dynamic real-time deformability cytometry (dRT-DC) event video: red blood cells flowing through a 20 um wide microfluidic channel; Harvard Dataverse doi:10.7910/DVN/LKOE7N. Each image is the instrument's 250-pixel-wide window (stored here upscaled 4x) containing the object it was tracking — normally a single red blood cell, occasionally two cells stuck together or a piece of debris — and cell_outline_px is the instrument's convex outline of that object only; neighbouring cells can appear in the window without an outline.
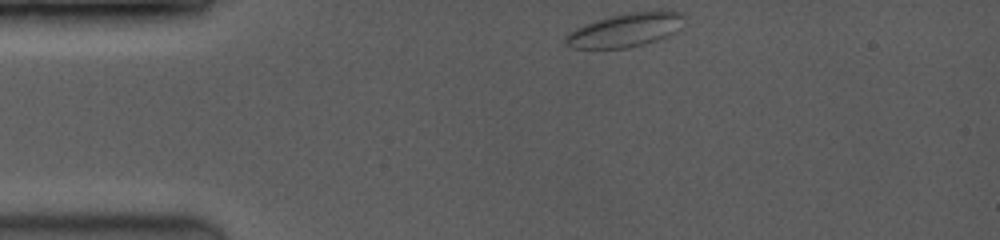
{"species": "common noctule bat (a hibernating species)", "species_latin": "Nyctalus noctula", "temperature_condition": "room temperature", "stored_images_in_passage": 45, "camera_frame_rate_fps": 3500, "um_per_image_px": 0.085, "animal": {"sex": "female", "body_mass_g": 19.0, "forearm_length_mm": 53.3}, "frame": {"image": 1, "passage_image": 1, "time_ms": 0.0, "image_size_px": [1000, 240], "cell_outline_px": [[680, 16], [672, 32], [668, 36], [644, 44], [628, 48], [572, 48], [564, 40], [576, 28], [612, 16], [632, 12], [680, 12]], "centroid_in_image_um": [53.06, 2.59], "position_along_channel_um": 31.9, "area_um2": 21.73}}
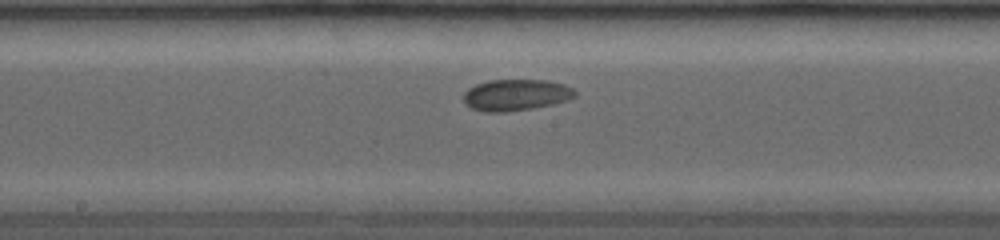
{"frame": {"image": 2, "passage_image": 21, "time_ms": 5.714, "image_size_px": [1000, 240], "cell_outline_px": [[576, 96], [568, 100], [552, 104], [532, 108], [504, 112], [484, 112], [472, 108], [464, 104], [464, 92], [468, 88], [476, 84], [488, 80], [548, 80], [564, 84], [572, 88], [576, 92]], "centroid_in_image_um": [43.84, 8.07], "position_along_channel_um": 204.4, "area_um2": 20.46}}
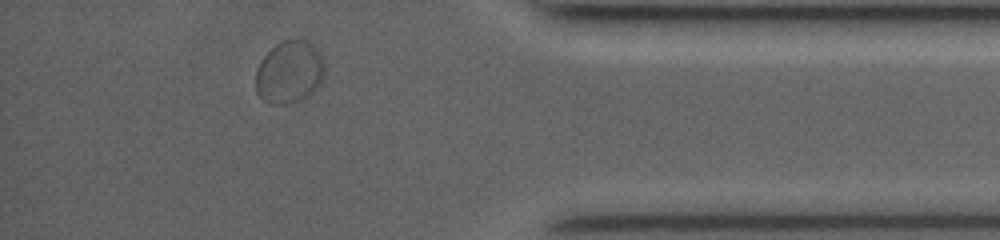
{"frame": {"image": 3, "passage_image": 41, "time_ms": 11.429, "image_size_px": [1000, 240], "cell_outline_px": [[324, 72], [320, 84], [304, 100], [284, 104], [272, 104], [264, 100], [256, 92], [256, 68], [260, 60], [276, 44], [284, 40], [304, 40], [320, 48], [324, 64]], "centroid_in_image_um": [24.61, 6.13], "position_along_channel_um": 410.6, "area_um2": 25.32}, "authors_computed_cell_mechanics": {"area_um2": 20.1722, "velocity_mm_per_s": 3.8731, "shape_relaxation_time_tau1_ms": 9.8645, "shape_relaxation_time_tau2_ms": null, "deformation_change_tau1": 0.0904, "deformation_change_tau2": null}}